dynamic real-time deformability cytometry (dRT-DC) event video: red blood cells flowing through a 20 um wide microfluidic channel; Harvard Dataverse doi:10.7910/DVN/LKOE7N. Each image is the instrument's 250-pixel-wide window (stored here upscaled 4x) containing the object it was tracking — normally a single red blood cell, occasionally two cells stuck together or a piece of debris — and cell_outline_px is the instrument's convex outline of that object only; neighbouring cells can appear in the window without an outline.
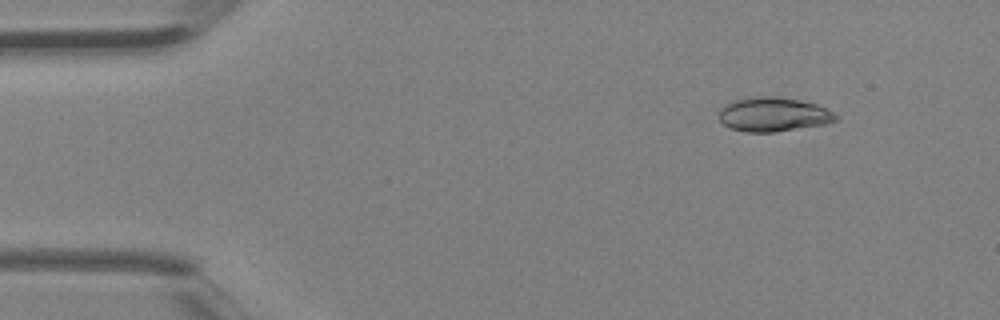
{"species": "Egyptian fruit bat (a non-hibernating species)", "species_latin": "Rousettus aegyptiacus", "temperature_condition": "room temperature", "stored_images_in_passage": 3, "camera_frame_rate_fps": 3000, "um_per_image_px": 0.085, "animal": {"sex": "female"}, "frame": {"image": 1, "passage_image": 3, "time_ms": 0.667, "image_size_px": [1000, 320], "cell_outline_px": [[836, 120], [824, 124], [772, 132], [744, 132], [728, 128], [720, 120], [720, 108], [724, 104], [748, 96], [776, 96], [800, 100], [816, 104], [832, 112], [836, 116]], "centroid_in_image_um": [65.67, 9.72], "position_along_channel_um": 19.3, "area_um2": 23.18}}